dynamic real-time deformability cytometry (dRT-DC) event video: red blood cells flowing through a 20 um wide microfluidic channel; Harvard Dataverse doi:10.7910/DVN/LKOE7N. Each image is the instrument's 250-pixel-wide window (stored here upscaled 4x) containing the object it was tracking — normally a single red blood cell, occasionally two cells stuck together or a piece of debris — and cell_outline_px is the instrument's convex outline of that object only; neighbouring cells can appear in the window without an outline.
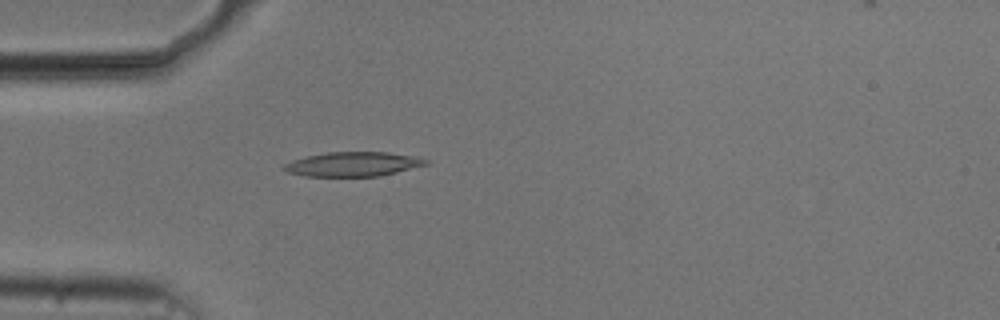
{"species": "common noctule bat (a hibernating species)", "species_latin": "Nyctalus noctula", "temperature_condition": "cold", "stored_images_in_passage": 53, "camera_frame_rate_fps": 3000, "um_per_image_px": 0.085, "animal": {"sex": "male", "body_mass_g": 20.5, "forearm_length_mm": 52.5}, "frame": {"image": 1, "passage_image": 15, "time_ms": 4.667, "image_size_px": [1000, 320], "cell_outline_px": [[428, 164], [380, 176], [304, 176], [288, 172], [280, 168], [284, 164], [292, 160], [308, 156], [328, 152], [388, 152], [420, 156], [428, 160]], "centroid_in_image_um": [30.03, 13.94], "position_along_channel_um": 55.0, "area_um2": 20.23}}
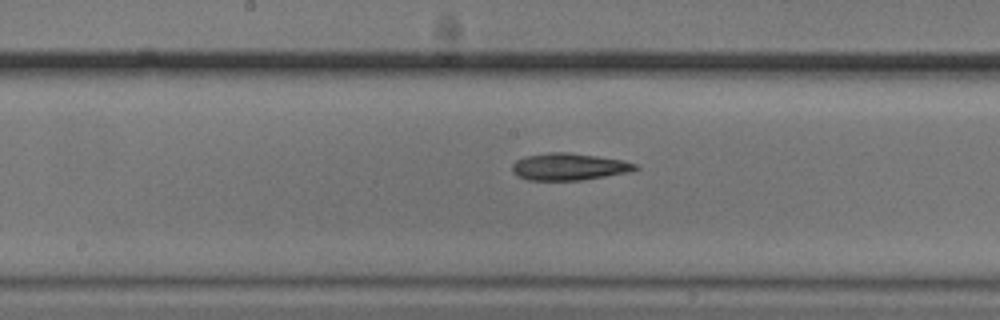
{"frame": {"image": 2, "passage_image": 27, "time_ms": 8.667, "image_size_px": [1000, 320], "cell_outline_px": [[640, 168], [628, 172], [580, 180], [528, 180], [516, 176], [512, 172], [512, 164], [516, 160], [528, 156], [548, 152], [568, 152], [624, 160], [636, 164]], "centroid_in_image_um": [48.34, 14.17], "position_along_channel_um": 199.9, "area_um2": 19.31}}
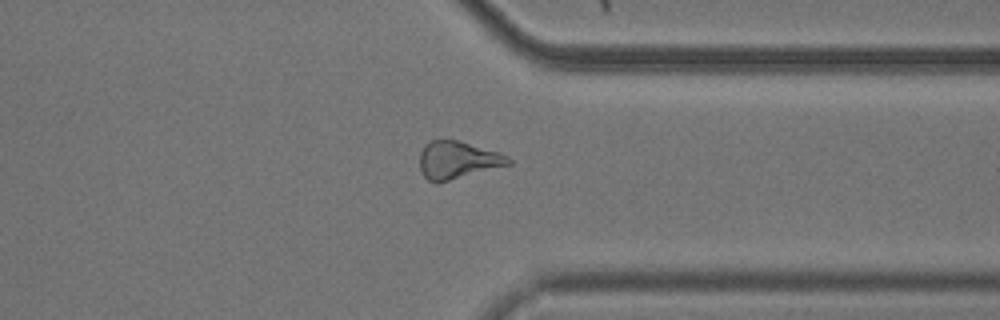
{"frame": {"image": 3, "passage_image": 41, "time_ms": 13.333, "image_size_px": [1000, 320], "cell_outline_px": [[512, 164], [436, 184], [428, 180], [424, 176], [420, 168], [420, 152], [424, 144], [432, 140], [460, 140], [508, 156], [512, 160]], "centroid_in_image_um": [38.88, 13.61], "position_along_channel_um": 372.5, "area_um2": 19.48}, "authors_computed_cell_mechanics": {"area_um2": 19.8254, "velocity_mm_per_s": 3.7565, "shape_relaxation_time_tau1_ms": 11.3977, "shape_relaxation_time_tau2_ms": 4.17, "deformation_change_tau1": 0.2501, "deformation_change_tau2": 0.139}}